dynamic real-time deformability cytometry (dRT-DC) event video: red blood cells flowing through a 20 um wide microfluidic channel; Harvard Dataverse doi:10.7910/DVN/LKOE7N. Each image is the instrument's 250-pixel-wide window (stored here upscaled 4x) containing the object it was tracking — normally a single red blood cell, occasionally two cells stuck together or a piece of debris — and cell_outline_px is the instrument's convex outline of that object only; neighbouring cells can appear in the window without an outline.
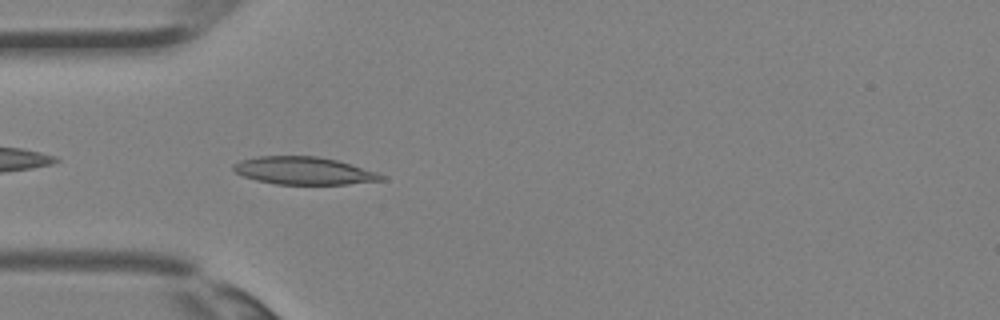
{"species": "Egyptian fruit bat (a non-hibernating species)", "species_latin": "Rousettus aegyptiacus", "temperature_condition": "room temperature", "stored_images_in_passage": 35, "camera_frame_rate_fps": 3000, "um_per_image_px": 0.085, "animal": {"sex": "female"}, "frame": {"image": 1, "passage_image": 10, "time_ms": 3.0, "image_size_px": [1000, 320], "cell_outline_px": [[388, 176], [384, 180], [348, 184], [276, 184], [256, 180], [244, 176], [236, 172], [232, 168], [232, 164], [240, 160], [256, 156], [316, 156], [340, 160]], "centroid_in_image_um": [25.84, 14.5], "position_along_channel_um": 59.2, "area_um2": 23.99}}
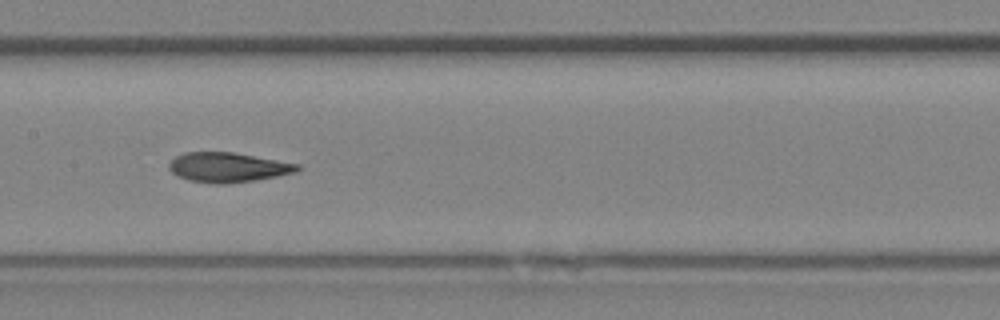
{"frame": {"image": 2, "passage_image": 17, "time_ms": 5.333, "image_size_px": [1000, 320], "cell_outline_px": [[300, 168], [296, 172], [256, 180], [224, 184], [216, 184], [188, 180], [176, 176], [168, 168], [168, 164], [176, 156], [184, 152], [232, 152], [300, 164]], "centroid_in_image_um": [19.34, 14.23], "position_along_channel_um": 188.1, "area_um2": 22.2}}
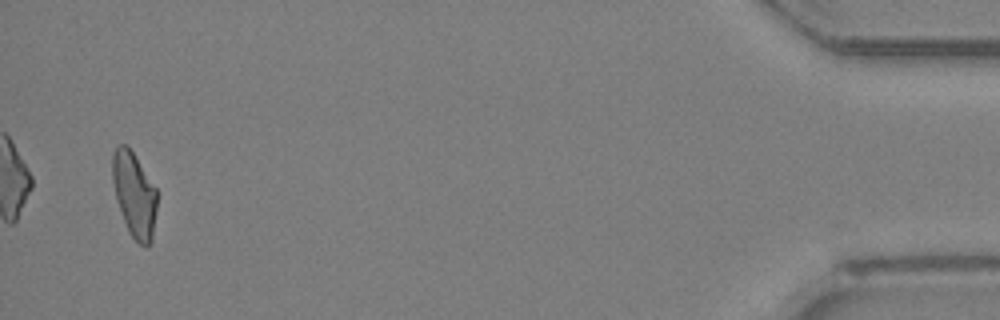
{"frame": {"image": 3, "passage_image": 34, "time_ms": 11.0, "image_size_px": [1000, 320], "cell_outline_px": [[156, 208], [152, 240], [144, 248], [128, 232], [116, 200], [112, 180], [112, 152], [116, 144], [124, 144], [132, 152], [156, 188]], "centroid_in_image_um": [11.38, 16.54], "position_along_channel_um": 423.8, "area_um2": 21.91}}